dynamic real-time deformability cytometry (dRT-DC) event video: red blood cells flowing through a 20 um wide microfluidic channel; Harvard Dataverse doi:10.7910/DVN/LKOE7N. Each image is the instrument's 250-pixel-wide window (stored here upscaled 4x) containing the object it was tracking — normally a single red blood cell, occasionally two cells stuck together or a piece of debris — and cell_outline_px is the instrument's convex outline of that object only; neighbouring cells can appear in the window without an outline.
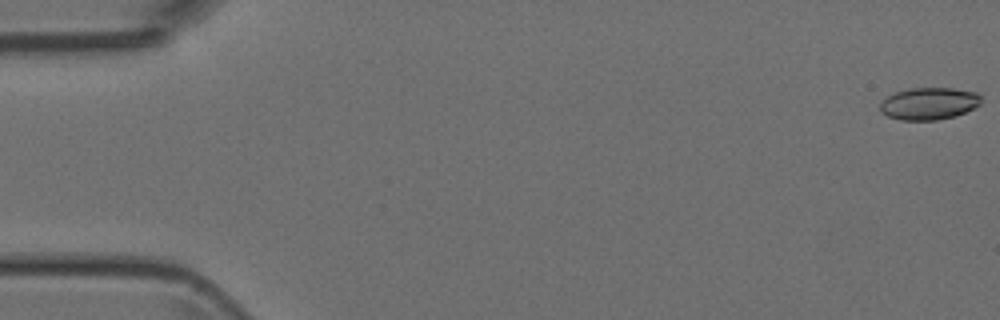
{"species": "Egyptian fruit bat (a non-hibernating species)", "species_latin": "Rousettus aegyptiacus", "temperature_condition": "room temperature", "stored_images_in_passage": 48, "camera_frame_rate_fps": 3000, "um_per_image_px": 0.085, "animal": {"sex": "female"}, "frame": {"image": 1, "passage_image": 1, "time_ms": 0.0, "image_size_px": [1000, 320], "cell_outline_px": [[980, 104], [956, 116], [936, 120], [900, 120], [888, 116], [880, 112], [880, 104], [888, 96], [896, 92], [908, 88], [952, 88], [976, 92], [980, 96]], "centroid_in_image_um": [78.94, 8.8], "position_along_channel_um": 6.1, "area_um2": 18.84}}
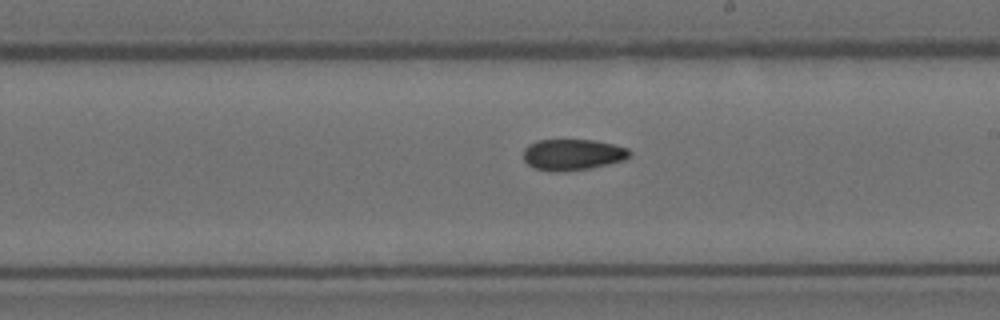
{"frame": {"image": 2, "passage_image": 28, "time_ms": 9.0, "image_size_px": [1000, 320], "cell_outline_px": [[632, 152], [624, 160], [608, 164], [588, 168], [564, 172], [552, 172], [532, 168], [524, 160], [524, 148], [528, 144], [536, 140], [596, 140], [628, 148]], "centroid_in_image_um": [48.64, 13.14], "position_along_channel_um": 240.4, "area_um2": 19.42}}
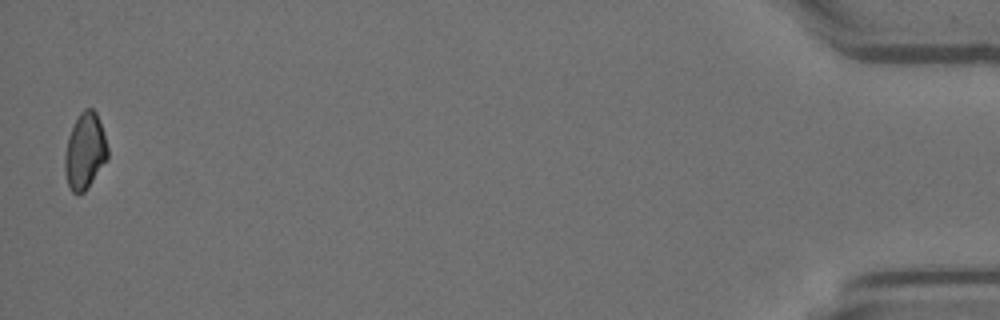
{"frame": {"image": 3, "passage_image": 48, "time_ms": 15.667, "image_size_px": [1000, 320], "cell_outline_px": [[108, 156], [88, 188], [84, 192], [76, 196], [68, 188], [64, 172], [64, 152], [68, 136], [80, 112], [84, 108], [92, 108], [96, 112], [108, 148]], "centroid_in_image_um": [7.18, 12.9], "position_along_channel_um": 428.0, "area_um2": 19.07}}